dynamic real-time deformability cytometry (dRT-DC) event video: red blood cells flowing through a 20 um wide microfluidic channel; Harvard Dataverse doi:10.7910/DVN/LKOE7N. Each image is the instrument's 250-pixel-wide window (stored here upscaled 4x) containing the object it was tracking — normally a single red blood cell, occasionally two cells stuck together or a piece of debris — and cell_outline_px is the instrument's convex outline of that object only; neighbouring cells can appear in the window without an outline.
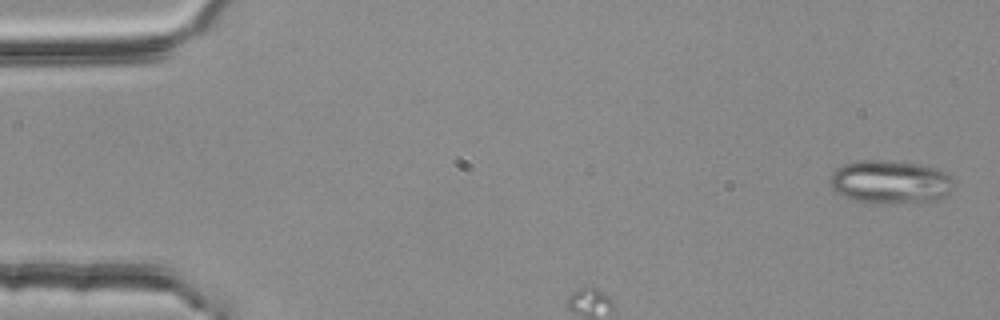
{"species": "common noctule bat (a hibernating species)", "species_latin": "Nyctalus noctula", "temperature_condition": "room temperature", "stored_images_in_passage": 3, "camera_frame_rate_fps": 3000, "um_per_image_px": 0.085, "animal": {"sex": "female", "body_mass_g": 25.1}, "frame": {"image": 1, "passage_image": 1, "time_ms": 0.0, "image_size_px": [1000, 320], "cell_outline_px": [[952, 188], [944, 196], [936, 200], [884, 204], [876, 204], [848, 200], [832, 192], [832, 172], [836, 168], [844, 164], [860, 160], [884, 160], [920, 164], [936, 168], [944, 172], [952, 180]], "centroid_in_image_um": [75.6, 15.48], "position_along_channel_um": 9.4, "area_um2": 31.44}}